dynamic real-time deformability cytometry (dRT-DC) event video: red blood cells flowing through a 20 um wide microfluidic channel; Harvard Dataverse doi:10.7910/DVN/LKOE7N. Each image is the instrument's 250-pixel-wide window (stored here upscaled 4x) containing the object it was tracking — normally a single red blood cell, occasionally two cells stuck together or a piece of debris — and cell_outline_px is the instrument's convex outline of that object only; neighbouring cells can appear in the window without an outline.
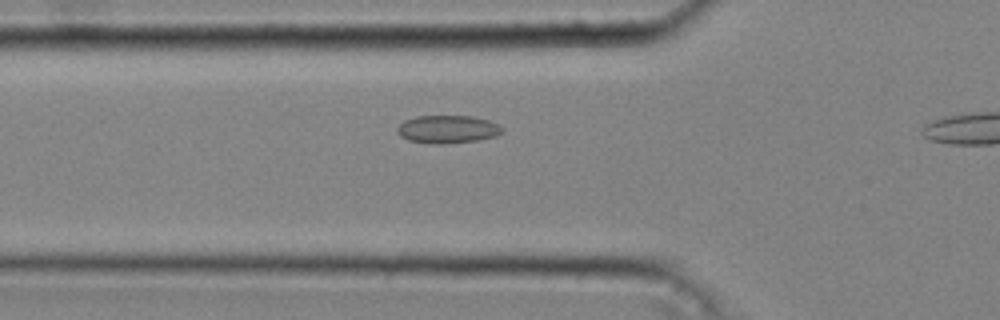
{"species": "common noctule bat (a hibernating species)", "species_latin": "Nyctalus noctula", "temperature_condition": "cold", "stored_images_in_passage": 11, "camera_frame_rate_fps": 3000, "um_per_image_px": 0.085, "animal": {"sex": "male", "body_mass_g": 20.4}, "frame": {"image": 1, "passage_image": 10, "time_ms": 3.0, "image_size_px": [1000, 320], "cell_outline_px": [[504, 132], [496, 136], [476, 140], [440, 144], [428, 144], [408, 140], [400, 136], [396, 132], [396, 128], [404, 120], [416, 116], [472, 116], [488, 120], [504, 128]], "centroid_in_image_um": [38.01, 10.99], "position_along_channel_um": 87.8, "area_um2": 17.17}}